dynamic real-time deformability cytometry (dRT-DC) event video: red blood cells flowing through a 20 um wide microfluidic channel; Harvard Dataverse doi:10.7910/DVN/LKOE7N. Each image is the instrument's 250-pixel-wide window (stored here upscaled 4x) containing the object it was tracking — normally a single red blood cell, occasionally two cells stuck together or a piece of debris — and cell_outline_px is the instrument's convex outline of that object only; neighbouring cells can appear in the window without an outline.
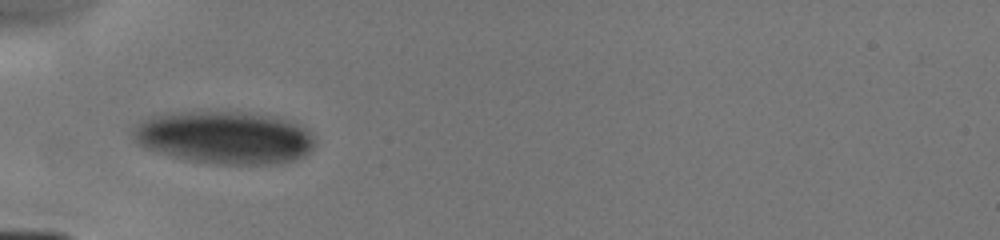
{"species": "human", "species_latin": "Homo sapiens", "temperature_condition": "cold", "stored_images_in_passage": 4, "camera_frame_rate_fps": 3000, "um_per_image_px": 0.085, "donor": {"sex": "male"}, "frame": {"image": 1, "passage_image": 1, "time_ms": 0.0, "image_size_px": [1000, 240], "cell_outline_px": [[316, 144], [304, 156], [296, 160], [280, 164], [216, 164], [184, 160], [136, 144], [132, 136], [132, 132], [144, 120], [152, 116], [168, 112], [248, 112], [268, 116], [284, 120], [308, 128], [316, 140]], "centroid_in_image_um": [19.12, 11.7], "position_along_channel_um": 65.9, "area_um2": 55.89}}
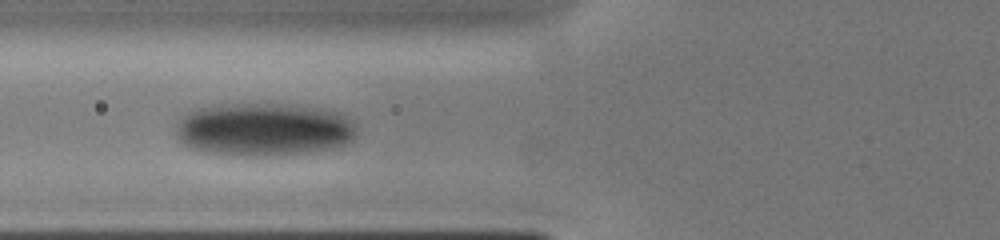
{"frame": {"image": 2, "passage_image": 3, "time_ms": 1.0, "image_size_px": [1000, 240], "cell_outline_px": [[356, 136], [352, 140], [336, 148], [308, 152], [256, 156], [248, 156], [204, 152], [192, 148], [184, 144], [176, 136], [176, 128], [180, 120], [188, 112], [200, 108], [220, 104], [292, 104], [340, 112], [352, 120], [356, 124]], "centroid_in_image_um": [22.46, 11.0], "position_along_channel_um": 103.3, "area_um2": 56.07}}